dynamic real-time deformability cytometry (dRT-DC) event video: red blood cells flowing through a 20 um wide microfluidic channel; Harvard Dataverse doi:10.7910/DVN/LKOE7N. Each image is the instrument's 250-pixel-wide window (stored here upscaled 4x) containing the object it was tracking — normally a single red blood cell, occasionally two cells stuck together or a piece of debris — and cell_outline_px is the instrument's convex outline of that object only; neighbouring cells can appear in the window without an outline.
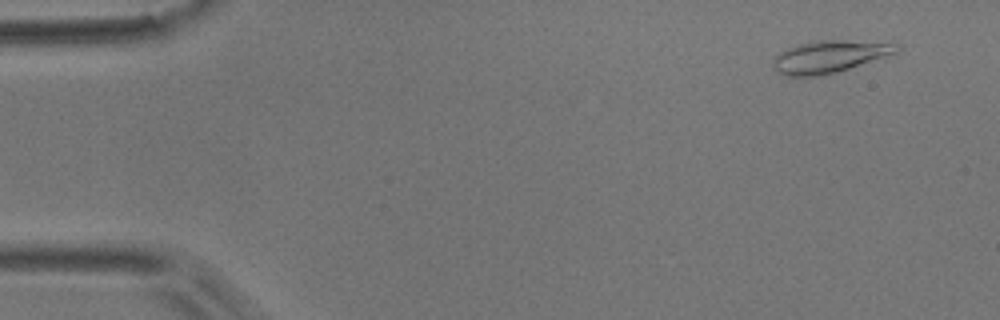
{"species": "common noctule bat (a hibernating species)", "species_latin": "Nyctalus noctula", "temperature_condition": "room temperature", "stored_images_in_passage": 53, "camera_frame_rate_fps": 3000, "um_per_image_px": 0.085, "animal": {"sex": "male", "body_mass_g": 17.9}, "frame": {"image": 1, "passage_image": 4, "time_ms": 1.0, "image_size_px": [1000, 320], "cell_outline_px": [[904, 48], [896, 52], [824, 76], [784, 76], [776, 72], [772, 68], [772, 60], [780, 52], [796, 44], [820, 40], [844, 40], [892, 44]], "centroid_in_image_um": [70.38, 4.83], "position_along_channel_um": 14.6, "area_um2": 22.89}}
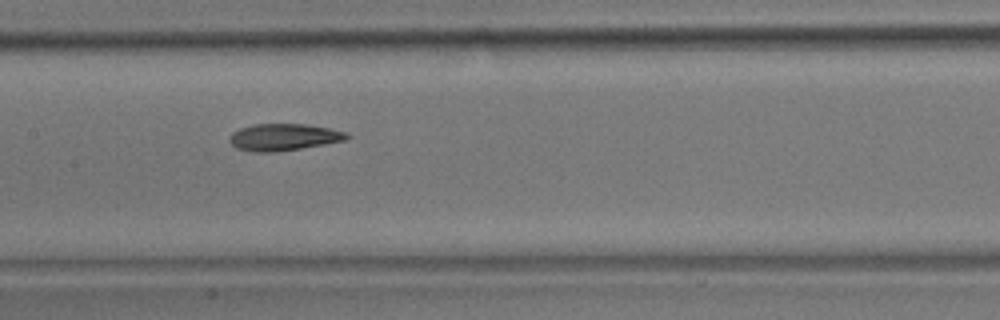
{"frame": {"image": 2, "passage_image": 26, "time_ms": 8.333, "image_size_px": [1000, 320], "cell_outline_px": [[352, 136], [344, 140], [324, 144], [276, 152], [256, 152], [236, 148], [228, 140], [228, 136], [232, 132], [240, 128], [252, 124], [304, 124], [328, 128], [348, 132]], "centroid_in_image_um": [24.09, 11.65], "position_along_channel_um": 183.3, "area_um2": 18.38}}
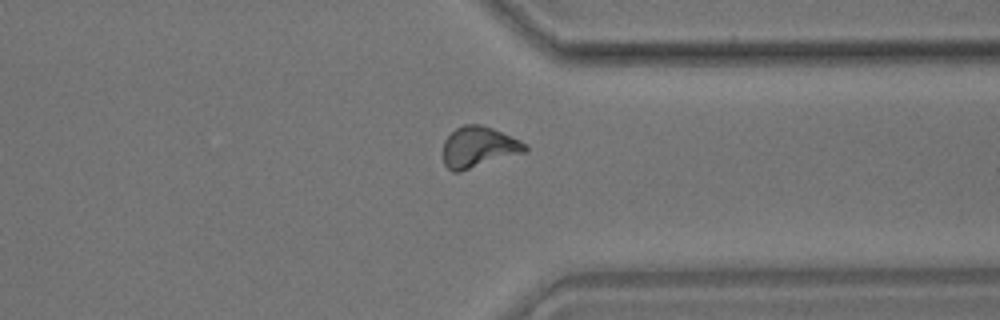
{"frame": {"image": 3, "passage_image": 41, "time_ms": 13.333, "image_size_px": [1000, 320], "cell_outline_px": [[528, 148], [524, 152], [460, 172], [452, 172], [444, 164], [444, 140], [456, 128], [464, 124], [480, 124], [492, 128], [520, 140], [528, 144]], "centroid_in_image_um": [40.68, 12.5], "position_along_channel_um": 370.7, "area_um2": 19.42}, "authors_computed_cell_mechanics": {"area_um2": 18.6116, "velocity_mm_per_s": 3.7903, "shape_relaxation_time_tau1_ms": 9.4754, "shape_relaxation_time_tau2_ms": 3.2107, "deformation_change_tau1": 0.2178, "deformation_change_tau2": 0.1033}}